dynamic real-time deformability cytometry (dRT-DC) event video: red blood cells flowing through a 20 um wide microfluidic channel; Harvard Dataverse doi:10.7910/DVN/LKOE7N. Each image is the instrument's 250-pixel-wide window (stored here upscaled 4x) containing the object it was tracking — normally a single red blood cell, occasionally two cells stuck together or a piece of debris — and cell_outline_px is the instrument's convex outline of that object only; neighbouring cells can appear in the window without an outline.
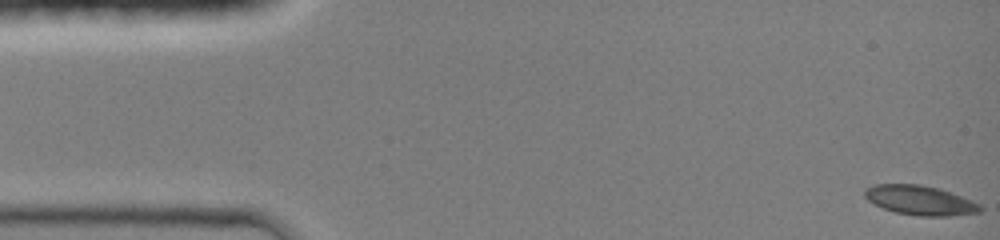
{"species": "common noctule bat (a hibernating species)", "species_latin": "Nyctalus noctula", "temperature_condition": "room temperature", "stored_images_in_passage": 46, "camera_frame_rate_fps": 3000, "um_per_image_px": 0.085, "animal": {"sex": "female", "body_mass_g": 19.0, "forearm_length_mm": 51.5}, "frame": {"image": 1, "passage_image": 1, "time_ms": 0.0, "image_size_px": [1000, 240], "cell_outline_px": [[984, 208], [980, 212], [948, 216], [920, 216], [896, 212], [884, 208], [868, 200], [864, 196], [864, 188], [876, 184], [920, 184], [940, 188], [972, 200], [980, 204]], "centroid_in_image_um": [78.23, 17.01], "position_along_channel_um": 6.8, "area_um2": 19.88}}
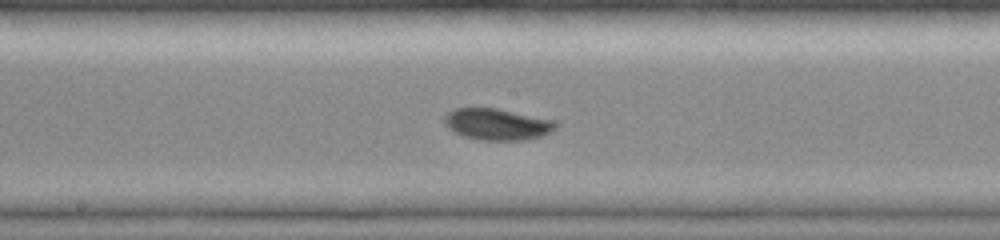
{"frame": {"image": 2, "passage_image": 24, "time_ms": 7.667, "image_size_px": [1000, 240], "cell_outline_px": [[556, 128], [552, 132], [544, 136], [532, 140], [480, 140], [464, 136], [448, 128], [444, 124], [444, 116], [448, 112], [456, 108], [496, 108], [552, 120], [556, 124]], "centroid_in_image_um": [42.27, 10.58], "position_along_channel_um": 205.9, "area_um2": 20.4}}
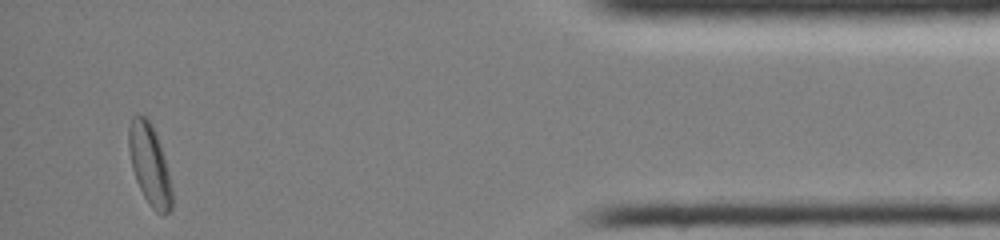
{"frame": {"image": 3, "passage_image": 43, "time_ms": 14.0, "image_size_px": [1000, 240], "cell_outline_px": [[172, 208], [164, 216], [156, 212], [148, 204], [136, 180], [132, 168], [128, 148], [128, 128], [132, 116], [136, 112], [144, 116], [148, 120], [160, 144], [164, 156], [172, 188]], "centroid_in_image_um": [12.7, 14.0], "position_along_channel_um": 422.5, "area_um2": 20.35}, "authors_computed_cell_mechanics": {"area_um2": 19.6809, "velocity_mm_per_s": 4.2062, "shape_relaxation_time_tau1_ms": 4.4827, "shape_relaxation_time_tau2_ms": null, "deformation_change_tau1": 0.1241, "deformation_change_tau2": null}}